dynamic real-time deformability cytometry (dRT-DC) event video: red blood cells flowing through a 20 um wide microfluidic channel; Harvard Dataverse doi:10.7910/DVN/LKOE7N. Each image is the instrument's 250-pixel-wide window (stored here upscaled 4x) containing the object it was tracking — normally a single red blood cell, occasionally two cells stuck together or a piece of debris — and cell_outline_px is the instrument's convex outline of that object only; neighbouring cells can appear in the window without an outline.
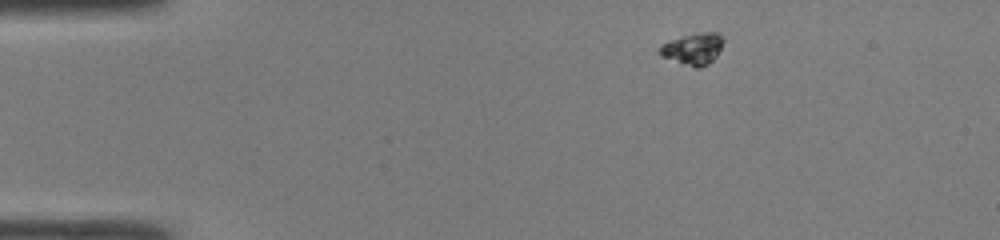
{"species": "common noctule bat (a hibernating species)", "species_latin": "Nyctalus noctula", "temperature_condition": "room temperature", "stored_images_in_passage": 41, "camera_frame_rate_fps": 3000, "um_per_image_px": 0.085, "animal": {"sex": "male", "body_mass_g": 19.0, "forearm_length_mm": 50.8}, "frame": {"image": 1, "passage_image": 1, "time_ms": 0.0, "image_size_px": [1000, 240], "cell_outline_px": [[724, 40], [716, 56], [708, 64], [700, 68], [696, 68], [680, 64], [660, 56], [656, 52], [660, 44], [680, 36], [700, 32], [720, 32]], "centroid_in_image_um": [58.85, 4.15], "position_along_channel_um": 26.1, "area_um2": 12.14}}
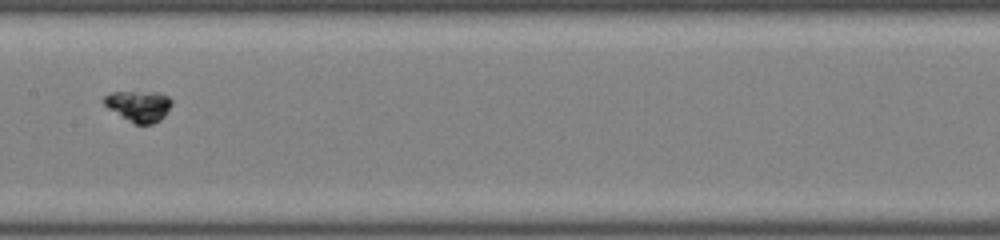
{"frame": {"image": 2, "passage_image": 18, "time_ms": 5.667, "image_size_px": [1000, 240], "cell_outline_px": [[172, 104], [164, 116], [160, 120], [152, 124], [132, 124], [108, 108], [104, 104], [104, 96], [112, 92], [156, 92], [168, 96], [172, 100]], "centroid_in_image_um": [11.8, 9.02], "position_along_channel_um": 195.6, "area_um2": 12.25}}
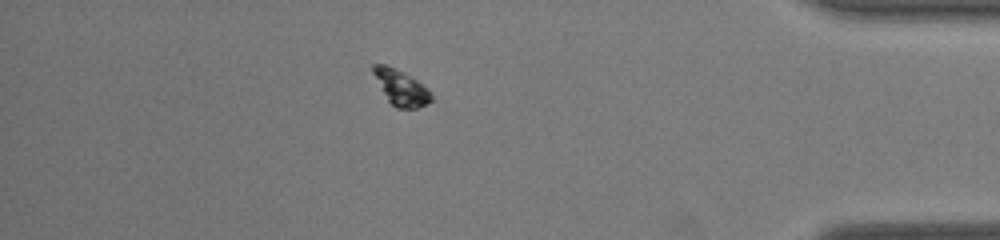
{"frame": {"image": 3, "passage_image": 35, "time_ms": 11.333, "image_size_px": [1000, 240], "cell_outline_px": [[432, 100], [416, 108], [396, 108], [388, 100], [380, 88], [372, 72], [372, 64], [384, 64], [404, 72], [428, 88], [432, 96]], "centroid_in_image_um": [34.06, 7.43], "position_along_channel_um": 401.1, "area_um2": 11.79}, "authors_computed_cell_mechanics": {"area_um2": 11.849, "velocity_mm_per_s": 4.2622, "shape_relaxation_time_tau1_ms": 0.3092, "shape_relaxation_time_tau2_ms": null, "deformation_change_tau1": 0.0283, "deformation_change_tau2": null}}